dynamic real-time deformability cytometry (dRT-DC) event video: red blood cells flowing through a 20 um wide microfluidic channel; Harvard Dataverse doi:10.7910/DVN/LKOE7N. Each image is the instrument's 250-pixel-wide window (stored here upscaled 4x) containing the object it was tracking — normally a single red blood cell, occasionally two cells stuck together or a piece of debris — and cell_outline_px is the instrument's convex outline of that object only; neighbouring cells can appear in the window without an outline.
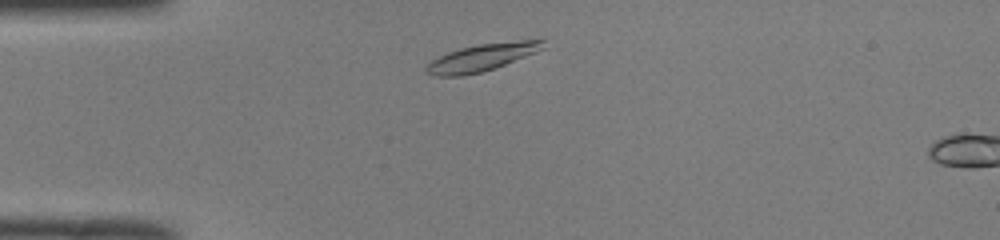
{"species": "common noctule bat (a hibernating species)", "species_latin": "Nyctalus noctula", "temperature_condition": "room temperature", "stored_images_in_passage": 6, "camera_frame_rate_fps": 3000, "um_per_image_px": 0.085, "animal": {"sex": "male", "body_mass_g": 19.0, "forearm_length_mm": 50.8}, "frame": {"image": 1, "passage_image": 4, "time_ms": 1.0, "image_size_px": [1000, 240], "cell_outline_px": [[544, 48], [536, 52], [504, 64], [480, 72], [460, 76], [432, 76], [424, 72], [424, 68], [432, 60], [448, 52], [460, 48], [480, 44], [520, 40], [544, 40]], "centroid_in_image_um": [40.9, 4.89], "position_along_channel_um": 44.1, "area_um2": 18.21}}